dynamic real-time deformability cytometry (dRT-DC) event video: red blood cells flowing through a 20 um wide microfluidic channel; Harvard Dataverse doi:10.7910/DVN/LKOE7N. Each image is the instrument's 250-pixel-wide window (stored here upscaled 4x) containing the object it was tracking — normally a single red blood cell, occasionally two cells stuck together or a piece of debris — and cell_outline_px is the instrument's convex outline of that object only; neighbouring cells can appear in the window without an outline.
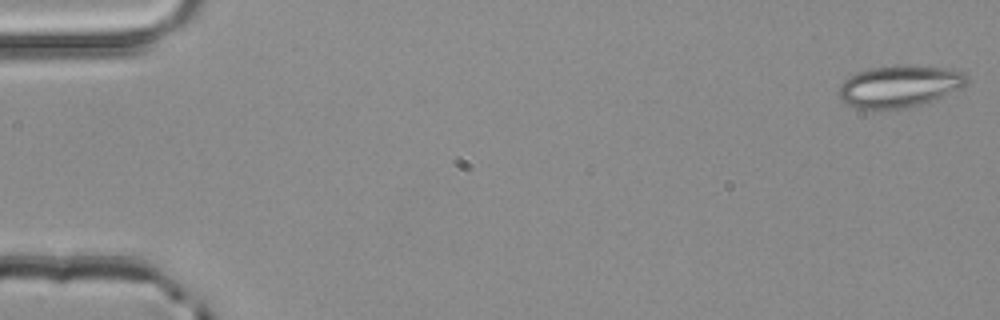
{"species": "common noctule bat (a hibernating species)", "species_latin": "Nyctalus noctula", "temperature_condition": "room temperature", "stored_images_in_passage": 4, "camera_frame_rate_fps": 3000, "um_per_image_px": 0.085, "animal": {"sex": "male", "body_mass_g": 20.4}, "frame": {"image": 1, "passage_image": 1, "time_ms": 0.0, "image_size_px": [1000, 320], "cell_outline_px": [[968, 80], [964, 88], [920, 104], [908, 108], [856, 108], [840, 100], [840, 84], [848, 76], [856, 72], [868, 68], [896, 64], [908, 64], [948, 68], [964, 72]], "centroid_in_image_um": [76.47, 7.29], "position_along_channel_um": 8.5, "area_um2": 31.5}}
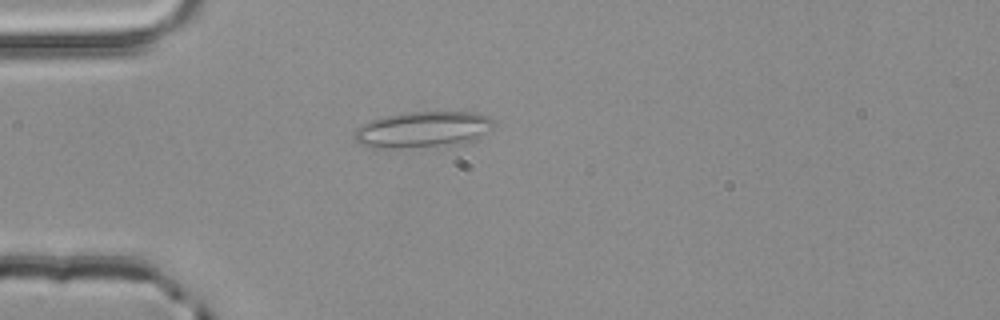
{"frame": {"image": 2, "passage_image": 4, "time_ms": 1.0, "image_size_px": [1000, 320], "cell_outline_px": [[492, 128], [472, 140], [456, 144], [396, 148], [372, 148], [360, 144], [356, 140], [356, 128], [372, 120], [404, 112], [476, 112], [488, 116], [492, 120]], "centroid_in_image_um": [35.93, 11.0], "position_along_channel_um": 49.1, "area_um2": 28.78}}